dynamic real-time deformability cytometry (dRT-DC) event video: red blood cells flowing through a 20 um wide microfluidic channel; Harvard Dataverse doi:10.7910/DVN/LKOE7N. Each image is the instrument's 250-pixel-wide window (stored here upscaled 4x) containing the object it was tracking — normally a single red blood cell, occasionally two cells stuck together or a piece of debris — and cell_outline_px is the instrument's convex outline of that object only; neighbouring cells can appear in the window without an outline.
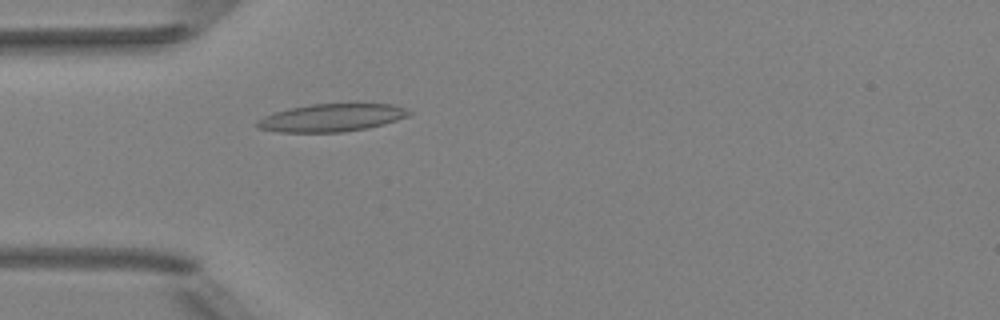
{"species": "Egyptian fruit bat (a non-hibernating species)", "species_latin": "Rousettus aegyptiacus", "temperature_condition": "room temperature", "stored_images_in_passage": 5, "camera_frame_rate_fps": 3000, "um_per_image_px": 0.085, "animal": {"sex": "female"}, "frame": {"image": 1, "passage_image": 5, "time_ms": 5.667, "image_size_px": [1000, 320], "cell_outline_px": [[412, 112], [408, 116], [384, 124], [368, 128], [344, 132], [280, 132], [256, 128], [252, 124], [256, 120], [264, 116], [276, 112], [292, 108], [312, 104], [392, 104], [404, 108]], "centroid_in_image_um": [28.14, 10.02], "position_along_channel_um": 56.9, "area_um2": 24.51}}